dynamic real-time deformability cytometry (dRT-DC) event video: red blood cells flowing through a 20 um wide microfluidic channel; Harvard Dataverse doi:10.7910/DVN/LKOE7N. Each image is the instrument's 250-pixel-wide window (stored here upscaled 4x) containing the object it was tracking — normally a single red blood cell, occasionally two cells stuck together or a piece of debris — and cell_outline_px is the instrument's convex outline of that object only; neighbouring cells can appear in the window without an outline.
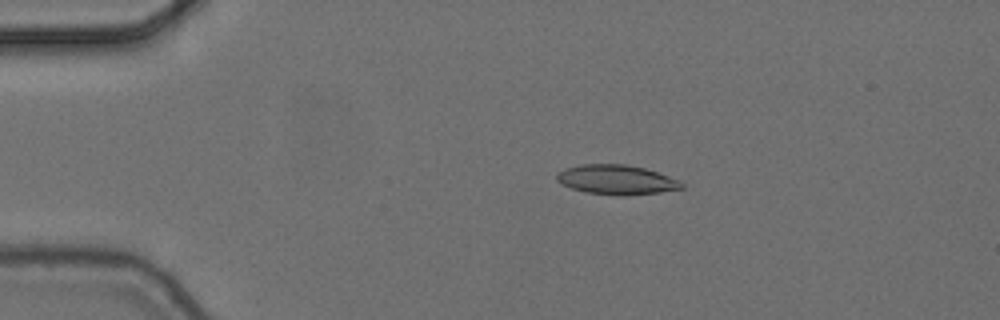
{"species": "common noctule bat (a hibernating species)", "species_latin": "Nyctalus noctula", "temperature_condition": "cold", "stored_images_in_passage": 3, "camera_frame_rate_fps": 3000, "um_per_image_px": 0.085, "animal": {"sex": "female", "body_mass_g": 24.6, "forearm_length_mm": 56.2}, "frame": {"image": 1, "passage_image": 2, "time_ms": 0.333, "image_size_px": [1000, 320], "cell_outline_px": [[684, 188], [660, 192], [624, 196], [620, 196], [584, 192], [560, 184], [556, 180], [556, 172], [564, 168], [580, 164], [624, 164], [644, 168], [680, 180], [684, 184]], "centroid_in_image_um": [52.36, 15.28], "position_along_channel_um": 32.6, "area_um2": 21.73}}